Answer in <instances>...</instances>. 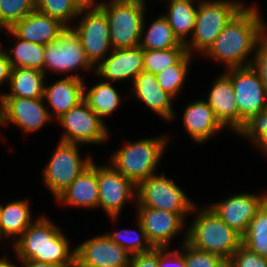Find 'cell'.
<instances>
[{
    "label": "cell",
    "mask_w": 267,
    "mask_h": 267,
    "mask_svg": "<svg viewBox=\"0 0 267 267\" xmlns=\"http://www.w3.org/2000/svg\"><path fill=\"white\" fill-rule=\"evenodd\" d=\"M259 10L256 4L245 5L202 56L220 61L225 70L252 66L257 43L267 31Z\"/></svg>",
    "instance_id": "6da1fadb"
},
{
    "label": "cell",
    "mask_w": 267,
    "mask_h": 267,
    "mask_svg": "<svg viewBox=\"0 0 267 267\" xmlns=\"http://www.w3.org/2000/svg\"><path fill=\"white\" fill-rule=\"evenodd\" d=\"M18 260H35L60 267H75V248L50 218L39 216L13 243ZM72 250V251H71Z\"/></svg>",
    "instance_id": "7a4b0ae2"
},
{
    "label": "cell",
    "mask_w": 267,
    "mask_h": 267,
    "mask_svg": "<svg viewBox=\"0 0 267 267\" xmlns=\"http://www.w3.org/2000/svg\"><path fill=\"white\" fill-rule=\"evenodd\" d=\"M193 212V215L196 214L193 222L185 228L186 242L228 261L242 244V236L222 221L209 206L199 209L196 204Z\"/></svg>",
    "instance_id": "3957f363"
},
{
    "label": "cell",
    "mask_w": 267,
    "mask_h": 267,
    "mask_svg": "<svg viewBox=\"0 0 267 267\" xmlns=\"http://www.w3.org/2000/svg\"><path fill=\"white\" fill-rule=\"evenodd\" d=\"M169 137L162 135L143 138L136 142L128 141L111 154L109 164L130 179L135 185L157 174L156 169L164 155Z\"/></svg>",
    "instance_id": "277c9868"
},
{
    "label": "cell",
    "mask_w": 267,
    "mask_h": 267,
    "mask_svg": "<svg viewBox=\"0 0 267 267\" xmlns=\"http://www.w3.org/2000/svg\"><path fill=\"white\" fill-rule=\"evenodd\" d=\"M230 77L239 111V136L267 113V91L253 66L224 70Z\"/></svg>",
    "instance_id": "5b68a950"
},
{
    "label": "cell",
    "mask_w": 267,
    "mask_h": 267,
    "mask_svg": "<svg viewBox=\"0 0 267 267\" xmlns=\"http://www.w3.org/2000/svg\"><path fill=\"white\" fill-rule=\"evenodd\" d=\"M196 5L194 31L185 46L187 53L203 55L245 3L241 0H207Z\"/></svg>",
    "instance_id": "8992f818"
},
{
    "label": "cell",
    "mask_w": 267,
    "mask_h": 267,
    "mask_svg": "<svg viewBox=\"0 0 267 267\" xmlns=\"http://www.w3.org/2000/svg\"><path fill=\"white\" fill-rule=\"evenodd\" d=\"M98 7L109 22L113 49L132 48L140 45L146 0L99 1Z\"/></svg>",
    "instance_id": "52a82bcc"
},
{
    "label": "cell",
    "mask_w": 267,
    "mask_h": 267,
    "mask_svg": "<svg viewBox=\"0 0 267 267\" xmlns=\"http://www.w3.org/2000/svg\"><path fill=\"white\" fill-rule=\"evenodd\" d=\"M136 205L178 213L184 220L193 212L196 203L190 199L172 178L152 175L136 185ZM189 214V215H188Z\"/></svg>",
    "instance_id": "ba28073f"
},
{
    "label": "cell",
    "mask_w": 267,
    "mask_h": 267,
    "mask_svg": "<svg viewBox=\"0 0 267 267\" xmlns=\"http://www.w3.org/2000/svg\"><path fill=\"white\" fill-rule=\"evenodd\" d=\"M76 70L88 72L95 67L88 60L78 34L72 27H66L56 41L45 45L44 73L46 75L50 71L85 79L78 73L73 75Z\"/></svg>",
    "instance_id": "9c48e42d"
},
{
    "label": "cell",
    "mask_w": 267,
    "mask_h": 267,
    "mask_svg": "<svg viewBox=\"0 0 267 267\" xmlns=\"http://www.w3.org/2000/svg\"><path fill=\"white\" fill-rule=\"evenodd\" d=\"M80 144L58 141V144L42 171L44 185L58 196L93 162L92 157L82 158Z\"/></svg>",
    "instance_id": "30bf717a"
},
{
    "label": "cell",
    "mask_w": 267,
    "mask_h": 267,
    "mask_svg": "<svg viewBox=\"0 0 267 267\" xmlns=\"http://www.w3.org/2000/svg\"><path fill=\"white\" fill-rule=\"evenodd\" d=\"M63 127L60 141L76 144H103L109 139V129L83 100L57 119Z\"/></svg>",
    "instance_id": "8fae6325"
},
{
    "label": "cell",
    "mask_w": 267,
    "mask_h": 267,
    "mask_svg": "<svg viewBox=\"0 0 267 267\" xmlns=\"http://www.w3.org/2000/svg\"><path fill=\"white\" fill-rule=\"evenodd\" d=\"M77 19L78 23L71 27L78 34L88 60L95 67L113 50L108 19L98 6L81 8Z\"/></svg>",
    "instance_id": "7c38bea8"
},
{
    "label": "cell",
    "mask_w": 267,
    "mask_h": 267,
    "mask_svg": "<svg viewBox=\"0 0 267 267\" xmlns=\"http://www.w3.org/2000/svg\"><path fill=\"white\" fill-rule=\"evenodd\" d=\"M98 208L117 222L126 202L136 203V185L110 164L97 165Z\"/></svg>",
    "instance_id": "4fadbf2b"
},
{
    "label": "cell",
    "mask_w": 267,
    "mask_h": 267,
    "mask_svg": "<svg viewBox=\"0 0 267 267\" xmlns=\"http://www.w3.org/2000/svg\"><path fill=\"white\" fill-rule=\"evenodd\" d=\"M43 98L0 97V128L15 125L32 134L38 132L52 118Z\"/></svg>",
    "instance_id": "5bb4252c"
},
{
    "label": "cell",
    "mask_w": 267,
    "mask_h": 267,
    "mask_svg": "<svg viewBox=\"0 0 267 267\" xmlns=\"http://www.w3.org/2000/svg\"><path fill=\"white\" fill-rule=\"evenodd\" d=\"M137 218L146 234V238L154 248H165L176 235L185 230L186 220L178 213L168 212L151 207L135 206Z\"/></svg>",
    "instance_id": "9a60e30c"
},
{
    "label": "cell",
    "mask_w": 267,
    "mask_h": 267,
    "mask_svg": "<svg viewBox=\"0 0 267 267\" xmlns=\"http://www.w3.org/2000/svg\"><path fill=\"white\" fill-rule=\"evenodd\" d=\"M75 267L128 266L131 255L106 233L75 247Z\"/></svg>",
    "instance_id": "2e32d148"
},
{
    "label": "cell",
    "mask_w": 267,
    "mask_h": 267,
    "mask_svg": "<svg viewBox=\"0 0 267 267\" xmlns=\"http://www.w3.org/2000/svg\"><path fill=\"white\" fill-rule=\"evenodd\" d=\"M267 200V192L257 195L253 193H236L233 196L210 204V208L230 228L243 236L249 222L255 217L256 212Z\"/></svg>",
    "instance_id": "e0dca14e"
},
{
    "label": "cell",
    "mask_w": 267,
    "mask_h": 267,
    "mask_svg": "<svg viewBox=\"0 0 267 267\" xmlns=\"http://www.w3.org/2000/svg\"><path fill=\"white\" fill-rule=\"evenodd\" d=\"M95 75L108 82L128 81L132 83L143 70V48L113 49L112 52L95 66Z\"/></svg>",
    "instance_id": "ac0fdd59"
},
{
    "label": "cell",
    "mask_w": 267,
    "mask_h": 267,
    "mask_svg": "<svg viewBox=\"0 0 267 267\" xmlns=\"http://www.w3.org/2000/svg\"><path fill=\"white\" fill-rule=\"evenodd\" d=\"M132 86L131 94L161 119L173 121L177 118L172 106L174 98L161 88L156 75L142 71L135 77Z\"/></svg>",
    "instance_id": "d6986e66"
},
{
    "label": "cell",
    "mask_w": 267,
    "mask_h": 267,
    "mask_svg": "<svg viewBox=\"0 0 267 267\" xmlns=\"http://www.w3.org/2000/svg\"><path fill=\"white\" fill-rule=\"evenodd\" d=\"M205 98L219 122L239 136V111L231 79L225 72L213 81L208 97Z\"/></svg>",
    "instance_id": "ffe728a7"
},
{
    "label": "cell",
    "mask_w": 267,
    "mask_h": 267,
    "mask_svg": "<svg viewBox=\"0 0 267 267\" xmlns=\"http://www.w3.org/2000/svg\"><path fill=\"white\" fill-rule=\"evenodd\" d=\"M183 110L182 118L186 133L199 145L225 129L205 100L191 101Z\"/></svg>",
    "instance_id": "44dd1931"
},
{
    "label": "cell",
    "mask_w": 267,
    "mask_h": 267,
    "mask_svg": "<svg viewBox=\"0 0 267 267\" xmlns=\"http://www.w3.org/2000/svg\"><path fill=\"white\" fill-rule=\"evenodd\" d=\"M65 28L59 20L34 10L16 22L10 30L22 40L46 45L56 41Z\"/></svg>",
    "instance_id": "7402d4cb"
},
{
    "label": "cell",
    "mask_w": 267,
    "mask_h": 267,
    "mask_svg": "<svg viewBox=\"0 0 267 267\" xmlns=\"http://www.w3.org/2000/svg\"><path fill=\"white\" fill-rule=\"evenodd\" d=\"M85 79L64 77L46 86L43 99L47 101L53 111H48L50 117L56 120L71 108L77 106L84 98Z\"/></svg>",
    "instance_id": "603a6c76"
},
{
    "label": "cell",
    "mask_w": 267,
    "mask_h": 267,
    "mask_svg": "<svg viewBox=\"0 0 267 267\" xmlns=\"http://www.w3.org/2000/svg\"><path fill=\"white\" fill-rule=\"evenodd\" d=\"M97 165L93 161L55 200L62 206L98 208Z\"/></svg>",
    "instance_id": "cb8c5ba5"
},
{
    "label": "cell",
    "mask_w": 267,
    "mask_h": 267,
    "mask_svg": "<svg viewBox=\"0 0 267 267\" xmlns=\"http://www.w3.org/2000/svg\"><path fill=\"white\" fill-rule=\"evenodd\" d=\"M31 212L29 199L10 201L5 206L0 203V242L12 237L13 244L33 223Z\"/></svg>",
    "instance_id": "d4e9b609"
},
{
    "label": "cell",
    "mask_w": 267,
    "mask_h": 267,
    "mask_svg": "<svg viewBox=\"0 0 267 267\" xmlns=\"http://www.w3.org/2000/svg\"><path fill=\"white\" fill-rule=\"evenodd\" d=\"M47 75L36 69L12 68L9 85L10 92H1L0 97L43 98Z\"/></svg>",
    "instance_id": "484cf974"
},
{
    "label": "cell",
    "mask_w": 267,
    "mask_h": 267,
    "mask_svg": "<svg viewBox=\"0 0 267 267\" xmlns=\"http://www.w3.org/2000/svg\"><path fill=\"white\" fill-rule=\"evenodd\" d=\"M167 13L163 14L180 43L186 44L187 37L192 36L198 6L193 0H169Z\"/></svg>",
    "instance_id": "4316f807"
},
{
    "label": "cell",
    "mask_w": 267,
    "mask_h": 267,
    "mask_svg": "<svg viewBox=\"0 0 267 267\" xmlns=\"http://www.w3.org/2000/svg\"><path fill=\"white\" fill-rule=\"evenodd\" d=\"M83 100L103 120L114 113L121 104V95L112 82L102 81L87 88L84 84Z\"/></svg>",
    "instance_id": "83f0119b"
},
{
    "label": "cell",
    "mask_w": 267,
    "mask_h": 267,
    "mask_svg": "<svg viewBox=\"0 0 267 267\" xmlns=\"http://www.w3.org/2000/svg\"><path fill=\"white\" fill-rule=\"evenodd\" d=\"M7 32L15 38L14 45L4 51L10 61L11 68L25 67L44 72L45 45L35 44L18 38L10 29ZM17 40V41H16Z\"/></svg>",
    "instance_id": "f1b7e54d"
},
{
    "label": "cell",
    "mask_w": 267,
    "mask_h": 267,
    "mask_svg": "<svg viewBox=\"0 0 267 267\" xmlns=\"http://www.w3.org/2000/svg\"><path fill=\"white\" fill-rule=\"evenodd\" d=\"M145 16L141 28L140 46L145 50H165L177 47L180 42L175 37L167 18L161 14L147 28ZM146 27V29H145ZM145 31V32H144Z\"/></svg>",
    "instance_id": "f546056e"
},
{
    "label": "cell",
    "mask_w": 267,
    "mask_h": 267,
    "mask_svg": "<svg viewBox=\"0 0 267 267\" xmlns=\"http://www.w3.org/2000/svg\"><path fill=\"white\" fill-rule=\"evenodd\" d=\"M242 244L259 256L267 258V200L249 222Z\"/></svg>",
    "instance_id": "4dcf8cb0"
},
{
    "label": "cell",
    "mask_w": 267,
    "mask_h": 267,
    "mask_svg": "<svg viewBox=\"0 0 267 267\" xmlns=\"http://www.w3.org/2000/svg\"><path fill=\"white\" fill-rule=\"evenodd\" d=\"M193 56L186 53L176 64L156 74L158 84L164 91L175 98V100L185 85Z\"/></svg>",
    "instance_id": "1f68e13d"
},
{
    "label": "cell",
    "mask_w": 267,
    "mask_h": 267,
    "mask_svg": "<svg viewBox=\"0 0 267 267\" xmlns=\"http://www.w3.org/2000/svg\"><path fill=\"white\" fill-rule=\"evenodd\" d=\"M186 53V46L183 43L165 50L143 49V70L156 75L176 64Z\"/></svg>",
    "instance_id": "d6a6232c"
},
{
    "label": "cell",
    "mask_w": 267,
    "mask_h": 267,
    "mask_svg": "<svg viewBox=\"0 0 267 267\" xmlns=\"http://www.w3.org/2000/svg\"><path fill=\"white\" fill-rule=\"evenodd\" d=\"M137 230L121 229L112 232H105L107 236L120 247L124 248L131 256L151 251L154 247L146 238L141 223L137 220Z\"/></svg>",
    "instance_id": "836d02e7"
},
{
    "label": "cell",
    "mask_w": 267,
    "mask_h": 267,
    "mask_svg": "<svg viewBox=\"0 0 267 267\" xmlns=\"http://www.w3.org/2000/svg\"><path fill=\"white\" fill-rule=\"evenodd\" d=\"M36 10L71 27L81 8L73 0H36Z\"/></svg>",
    "instance_id": "e575fe53"
},
{
    "label": "cell",
    "mask_w": 267,
    "mask_h": 267,
    "mask_svg": "<svg viewBox=\"0 0 267 267\" xmlns=\"http://www.w3.org/2000/svg\"><path fill=\"white\" fill-rule=\"evenodd\" d=\"M36 10V0H0V20L7 29Z\"/></svg>",
    "instance_id": "d590c367"
},
{
    "label": "cell",
    "mask_w": 267,
    "mask_h": 267,
    "mask_svg": "<svg viewBox=\"0 0 267 267\" xmlns=\"http://www.w3.org/2000/svg\"><path fill=\"white\" fill-rule=\"evenodd\" d=\"M182 234L185 236L179 248L184 254L186 267H219L226 261L218 254L194 248L186 242V230Z\"/></svg>",
    "instance_id": "8d00e7d4"
},
{
    "label": "cell",
    "mask_w": 267,
    "mask_h": 267,
    "mask_svg": "<svg viewBox=\"0 0 267 267\" xmlns=\"http://www.w3.org/2000/svg\"><path fill=\"white\" fill-rule=\"evenodd\" d=\"M228 261L232 267H267V258L259 256L243 244L240 245Z\"/></svg>",
    "instance_id": "74e56055"
},
{
    "label": "cell",
    "mask_w": 267,
    "mask_h": 267,
    "mask_svg": "<svg viewBox=\"0 0 267 267\" xmlns=\"http://www.w3.org/2000/svg\"><path fill=\"white\" fill-rule=\"evenodd\" d=\"M251 141V143L267 155V113L256 121L242 136Z\"/></svg>",
    "instance_id": "f35d334b"
},
{
    "label": "cell",
    "mask_w": 267,
    "mask_h": 267,
    "mask_svg": "<svg viewBox=\"0 0 267 267\" xmlns=\"http://www.w3.org/2000/svg\"><path fill=\"white\" fill-rule=\"evenodd\" d=\"M252 66L259 73L267 91V31L257 43Z\"/></svg>",
    "instance_id": "ab89813d"
},
{
    "label": "cell",
    "mask_w": 267,
    "mask_h": 267,
    "mask_svg": "<svg viewBox=\"0 0 267 267\" xmlns=\"http://www.w3.org/2000/svg\"><path fill=\"white\" fill-rule=\"evenodd\" d=\"M159 248V267H186L184 254L180 249Z\"/></svg>",
    "instance_id": "60d3db41"
},
{
    "label": "cell",
    "mask_w": 267,
    "mask_h": 267,
    "mask_svg": "<svg viewBox=\"0 0 267 267\" xmlns=\"http://www.w3.org/2000/svg\"><path fill=\"white\" fill-rule=\"evenodd\" d=\"M128 267H159V248L132 255Z\"/></svg>",
    "instance_id": "b9f144b4"
},
{
    "label": "cell",
    "mask_w": 267,
    "mask_h": 267,
    "mask_svg": "<svg viewBox=\"0 0 267 267\" xmlns=\"http://www.w3.org/2000/svg\"><path fill=\"white\" fill-rule=\"evenodd\" d=\"M11 69L7 54L4 51L3 46L0 45V86L4 85V83H9Z\"/></svg>",
    "instance_id": "7bdbcfd3"
},
{
    "label": "cell",
    "mask_w": 267,
    "mask_h": 267,
    "mask_svg": "<svg viewBox=\"0 0 267 267\" xmlns=\"http://www.w3.org/2000/svg\"><path fill=\"white\" fill-rule=\"evenodd\" d=\"M19 261H21V267H60L52 263L37 262L35 260H18V262Z\"/></svg>",
    "instance_id": "ee69618b"
},
{
    "label": "cell",
    "mask_w": 267,
    "mask_h": 267,
    "mask_svg": "<svg viewBox=\"0 0 267 267\" xmlns=\"http://www.w3.org/2000/svg\"><path fill=\"white\" fill-rule=\"evenodd\" d=\"M80 8H93L100 3L96 0H73Z\"/></svg>",
    "instance_id": "f6af8a7d"
},
{
    "label": "cell",
    "mask_w": 267,
    "mask_h": 267,
    "mask_svg": "<svg viewBox=\"0 0 267 267\" xmlns=\"http://www.w3.org/2000/svg\"><path fill=\"white\" fill-rule=\"evenodd\" d=\"M0 267H19L15 263L13 264L7 257V255H4L0 257Z\"/></svg>",
    "instance_id": "bcb514c9"
},
{
    "label": "cell",
    "mask_w": 267,
    "mask_h": 267,
    "mask_svg": "<svg viewBox=\"0 0 267 267\" xmlns=\"http://www.w3.org/2000/svg\"><path fill=\"white\" fill-rule=\"evenodd\" d=\"M2 29H3V30H2ZM7 30H8V29L4 26V24H3V23L1 22V20H0V32H1V31H3V32H4V31L7 32Z\"/></svg>",
    "instance_id": "7dc6e473"
},
{
    "label": "cell",
    "mask_w": 267,
    "mask_h": 267,
    "mask_svg": "<svg viewBox=\"0 0 267 267\" xmlns=\"http://www.w3.org/2000/svg\"><path fill=\"white\" fill-rule=\"evenodd\" d=\"M219 267H232L231 263L229 261H225L221 266Z\"/></svg>",
    "instance_id": "c3c4849f"
},
{
    "label": "cell",
    "mask_w": 267,
    "mask_h": 267,
    "mask_svg": "<svg viewBox=\"0 0 267 267\" xmlns=\"http://www.w3.org/2000/svg\"><path fill=\"white\" fill-rule=\"evenodd\" d=\"M98 267H128V266H98Z\"/></svg>",
    "instance_id": "681fc988"
},
{
    "label": "cell",
    "mask_w": 267,
    "mask_h": 267,
    "mask_svg": "<svg viewBox=\"0 0 267 267\" xmlns=\"http://www.w3.org/2000/svg\"><path fill=\"white\" fill-rule=\"evenodd\" d=\"M193 1H196V2H203V1H207V0H193Z\"/></svg>",
    "instance_id": "f907efd6"
}]
</instances>
